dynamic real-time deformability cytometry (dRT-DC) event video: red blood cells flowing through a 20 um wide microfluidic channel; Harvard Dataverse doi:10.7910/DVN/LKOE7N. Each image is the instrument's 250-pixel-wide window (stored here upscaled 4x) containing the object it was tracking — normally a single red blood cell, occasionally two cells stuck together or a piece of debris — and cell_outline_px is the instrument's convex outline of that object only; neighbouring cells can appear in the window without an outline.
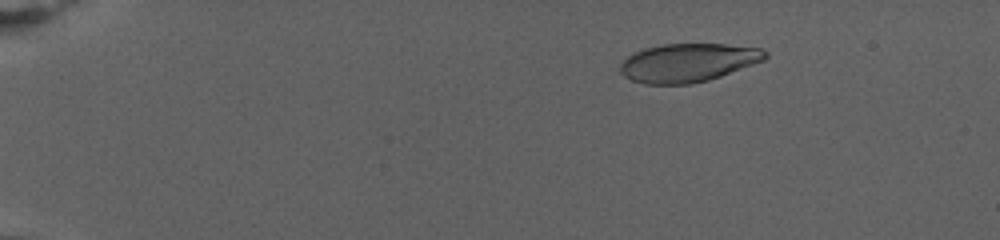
{"species": "human", "species_latin": "Homo sapiens", "temperature_condition": "warm", "stored_images_in_passage": 66, "camera_frame_rate_fps": 3000, "um_per_image_px": 0.085, "donor": {"sex": "female"}, "frame": {"image": 1, "passage_image": 1, "time_ms": 0.0, "image_size_px": [1000, 240], "cell_outline_px": [[768, 56], [764, 60], [720, 76], [708, 80], [692, 84], [644, 84], [632, 80], [624, 76], [620, 72], [620, 64], [632, 52], [644, 48], [664, 44], [728, 44], [760, 48], [768, 52]], "centroid_in_image_um": [58.47, 5.32], "position_along_channel_um": 26.5, "area_um2": 32.54}}
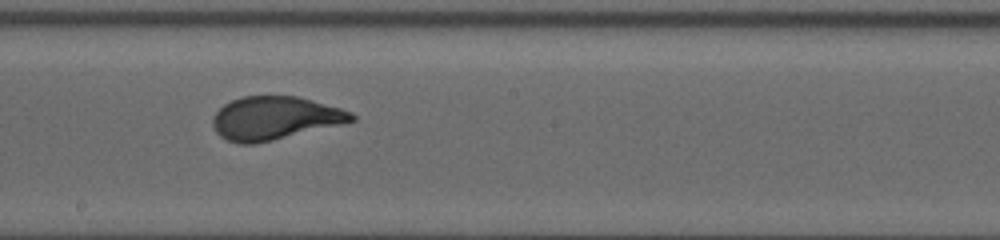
{"frame": {"image": 2, "passage_image": 35, "time_ms": 11.333, "image_size_px": [1000, 240], "cell_outline_px": [[356, 120], [340, 124], [256, 144], [240, 144], [228, 140], [220, 136], [216, 132], [212, 124], [212, 116], [224, 104], [240, 96], [296, 96], [340, 108], [352, 112], [356, 116]], "centroid_in_image_um": [23.32, 10.04], "position_along_channel_um": 224.9, "area_um2": 34.74}}
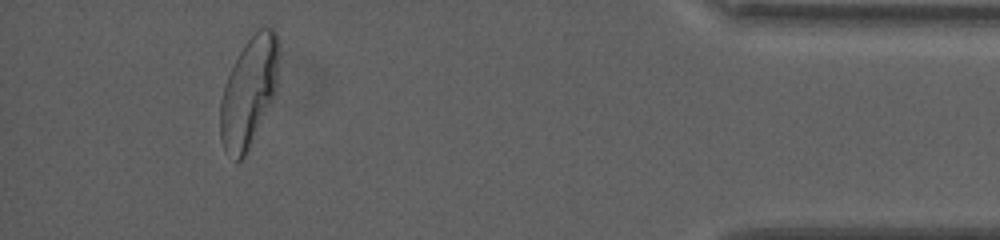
{"frame": {"image": 3, "passage_image": 61, "time_ms": 20.0, "image_size_px": [1000, 240], "cell_outline_px": [[280, 44], [276, 92], [244, 156], [240, 160], [236, 160], [224, 148], [220, 140], [220, 100], [224, 84], [244, 44], [260, 28], [272, 28], [276, 32]], "centroid_in_image_um": [21.16, 7.78], "position_along_channel_um": 414.0, "area_um2": 36.88}, "authors_computed_cell_mechanics": {"area_um2": 35.1424, "velocity_mm_per_s": 2.7312, "shape_relaxation_time_tau1_ms": 6.2762, "shape_relaxation_time_tau2_ms": null, "deformation_change_tau1": 0.2314, "deformation_change_tau2": null}}